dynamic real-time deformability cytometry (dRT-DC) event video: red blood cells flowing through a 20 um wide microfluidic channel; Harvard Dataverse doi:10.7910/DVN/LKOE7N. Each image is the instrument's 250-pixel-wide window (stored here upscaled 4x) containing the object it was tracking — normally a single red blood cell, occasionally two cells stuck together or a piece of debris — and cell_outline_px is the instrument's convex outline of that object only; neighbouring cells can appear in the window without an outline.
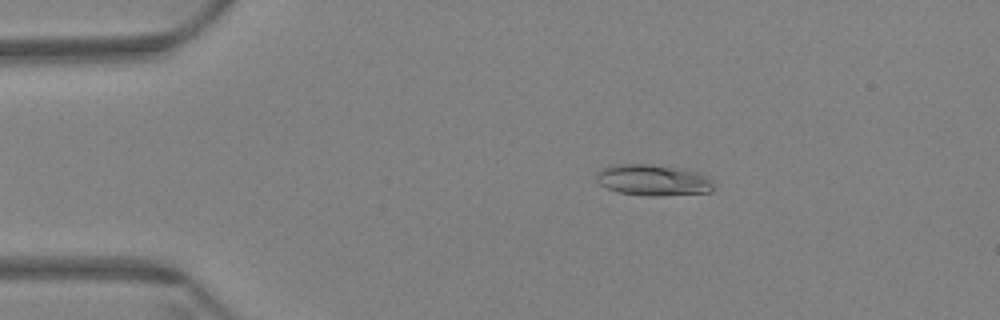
{"species": "Egyptian fruit bat (a non-hibernating species)", "species_latin": "Rousettus aegyptiacus", "temperature_condition": "warm", "stored_images_in_passage": 59, "camera_frame_rate_fps": 3000, "um_per_image_px": 0.085, "animal": {"sex": "female"}, "frame": {"image": 1, "passage_image": 10, "time_ms": 3.0, "image_size_px": [1000, 320], "cell_outline_px": [[712, 188], [708, 192], [660, 196], [648, 196], [620, 192], [608, 188], [600, 184], [596, 180], [596, 172], [612, 164], [648, 164], [688, 168], [712, 176]], "centroid_in_image_um": [55.56, 15.28], "position_along_channel_um": 29.4, "area_um2": 21.62}}
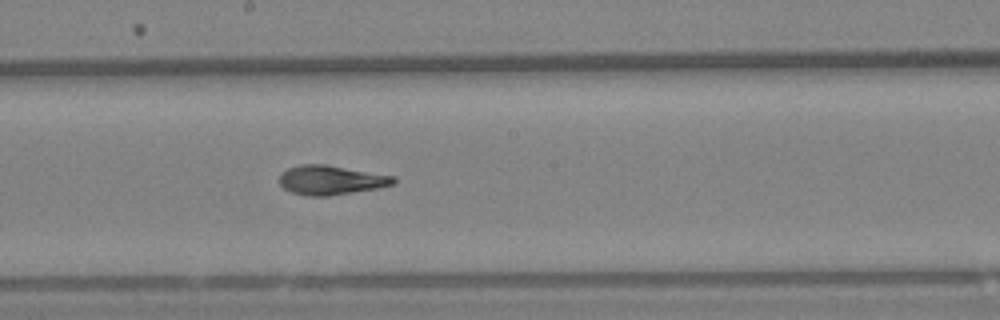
{"frame": {"image": 2, "passage_image": 32, "time_ms": 10.333, "image_size_px": [1000, 320], "cell_outline_px": [[396, 180], [392, 184], [380, 188], [328, 196], [308, 196], [292, 192], [284, 188], [280, 184], [280, 172], [288, 168], [300, 164], [324, 164], [396, 176]], "centroid_in_image_um": [28.13, 15.3], "position_along_channel_um": 220.1, "area_um2": 19.54}}
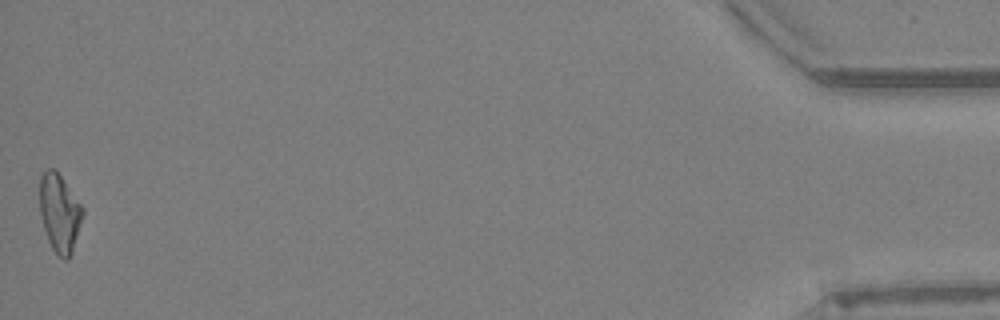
{"frame": {"image": 3, "passage_image": 59, "time_ms": 19.333, "image_size_px": [1000, 320], "cell_outline_px": [[84, 212], [72, 252], [68, 260], [64, 260], [52, 248], [48, 240], [44, 228], [40, 212], [40, 176], [48, 168], [52, 168], [60, 176], [84, 208]], "centroid_in_image_um": [5.06, 18.12], "position_along_channel_um": 430.1, "area_um2": 19.19}, "authors_computed_cell_mechanics": {"area_um2": 19.652, "velocity_mm_per_s": 3.3989, "shape_relaxation_time_tau1_ms": 9.249, "shape_relaxation_time_tau2_ms": 2.2337, "deformation_change_tau1": 0.2444, "deformation_change_tau2": 0.0788}}